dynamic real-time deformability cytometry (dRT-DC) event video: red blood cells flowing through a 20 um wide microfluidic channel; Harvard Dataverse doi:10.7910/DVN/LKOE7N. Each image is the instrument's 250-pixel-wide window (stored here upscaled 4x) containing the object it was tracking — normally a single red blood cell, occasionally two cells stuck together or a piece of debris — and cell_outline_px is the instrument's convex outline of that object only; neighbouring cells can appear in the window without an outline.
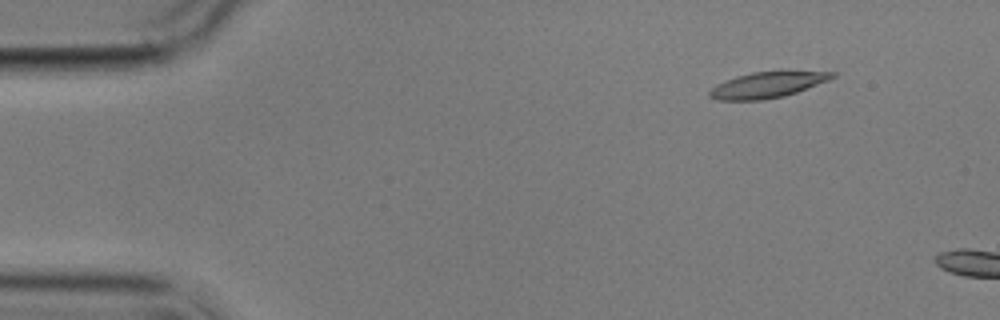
{"species": "common noctule bat (a hibernating species)", "species_latin": "Nyctalus noctula", "temperature_condition": "cold", "stored_images_in_passage": 5, "segment_of_instrument_passage": [2, 2], "camera_frame_rate_fps": 3000, "um_per_image_px": 0.085, "animal": {"sex": "male", "body_mass_g": 17.9}, "frame": {"image": 1, "passage_image": 5, "time_ms": 7.0, "image_size_px": [1000, 320], "cell_outline_px": [[836, 76], [828, 80], [796, 92], [784, 96], [764, 100], [716, 100], [708, 96], [708, 92], [716, 84], [736, 76], [752, 72], [836, 72]], "centroid_in_image_um": [65.15, 7.23], "position_along_channel_um": 19.8, "area_um2": 18.15}}